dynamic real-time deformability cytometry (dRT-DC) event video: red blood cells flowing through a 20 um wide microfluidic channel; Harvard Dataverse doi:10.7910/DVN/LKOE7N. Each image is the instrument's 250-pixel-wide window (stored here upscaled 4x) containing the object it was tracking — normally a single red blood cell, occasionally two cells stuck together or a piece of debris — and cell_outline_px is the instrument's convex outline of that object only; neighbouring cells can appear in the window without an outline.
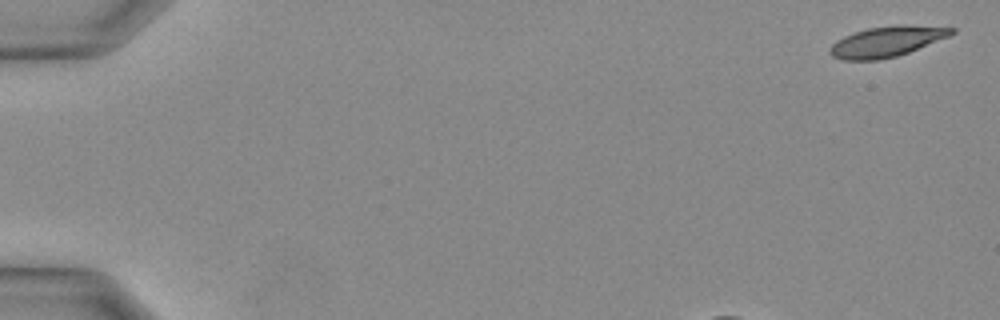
{"species": "Egyptian fruit bat (a non-hibernating species)", "species_latin": "Rousettus aegyptiacus", "temperature_condition": "warm", "stored_images_in_passage": 8, "camera_frame_rate_fps": 3000, "um_per_image_px": 0.085, "animal": {"sex": "female"}, "frame": {"image": 1, "passage_image": 1, "time_ms": 0.0, "image_size_px": [1000, 320], "cell_outline_px": [[956, 32], [948, 36], [908, 52], [896, 56], [880, 60], [844, 60], [832, 56], [828, 52], [832, 44], [836, 40], [844, 36], [868, 28], [956, 28]], "centroid_in_image_um": [75.23, 3.61], "position_along_channel_um": 9.8, "area_um2": 20.11}}